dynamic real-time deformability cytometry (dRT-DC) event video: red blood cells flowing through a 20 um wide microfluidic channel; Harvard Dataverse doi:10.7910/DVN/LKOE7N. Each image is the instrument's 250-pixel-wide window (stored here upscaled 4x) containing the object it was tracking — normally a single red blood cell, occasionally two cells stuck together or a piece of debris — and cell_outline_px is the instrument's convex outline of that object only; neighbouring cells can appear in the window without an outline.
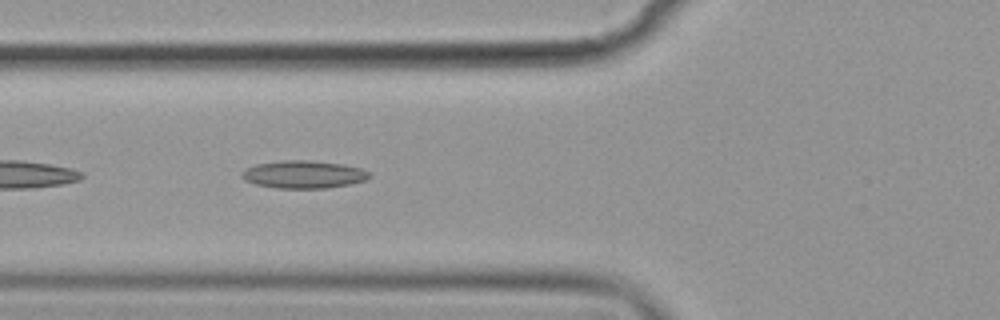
{"species": "common noctule bat (a hibernating species)", "species_latin": "Nyctalus noctula", "temperature_condition": "cold", "stored_images_in_passage": 40, "camera_frame_rate_fps": 3000, "um_per_image_px": 0.085, "animal": {"sex": "female", "body_mass_g": 19.9}, "frame": {"image": 1, "passage_image": 5, "time_ms": 1.333, "image_size_px": [1000, 320], "cell_outline_px": [[372, 176], [364, 180], [348, 184], [324, 188], [276, 188], [256, 184], [244, 180], [240, 176], [248, 168], [256, 164], [280, 160], [308, 160], [344, 164], [360, 168], [368, 172]], "centroid_in_image_um": [25.8, 14.82], "position_along_channel_um": 100.0, "area_um2": 20.4}}
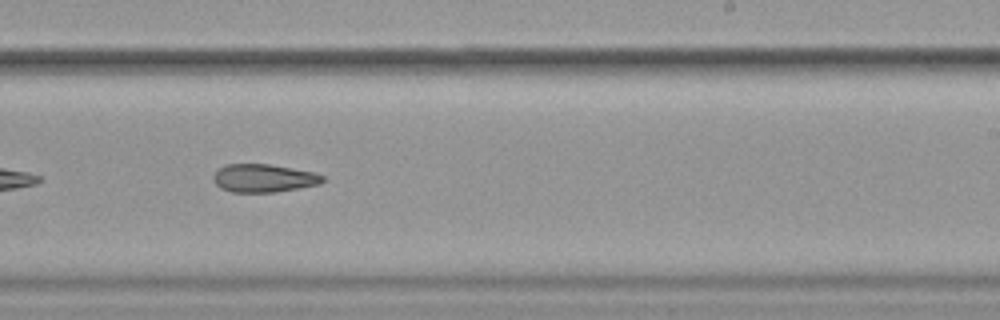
{"frame": {"image": 2, "passage_image": 19, "time_ms": 6.0, "image_size_px": [1000, 320], "cell_outline_px": [[324, 180], [320, 184], [276, 192], [232, 192], [220, 188], [212, 180], [212, 176], [216, 168], [224, 164], [268, 164], [316, 172], [324, 176]], "centroid_in_image_um": [22.37, 15.13], "position_along_channel_um": 266.6, "area_um2": 18.15}}
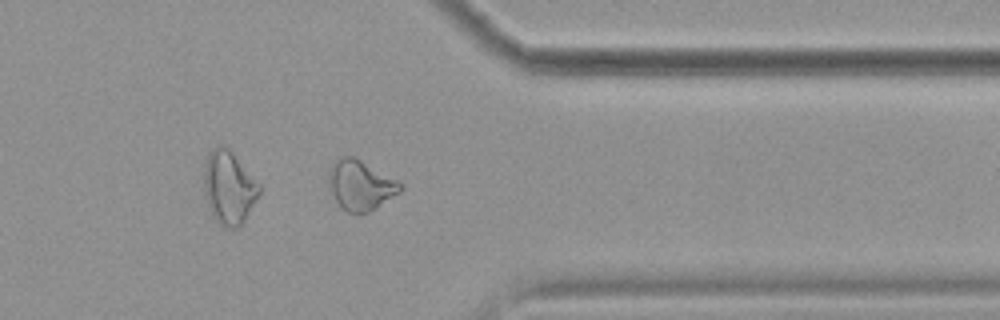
{"frame": {"image": 3, "passage_image": 29, "time_ms": 9.333, "image_size_px": [1000, 320], "cell_outline_px": [[404, 188], [400, 192], [376, 208], [368, 212], [356, 216], [340, 208], [328, 184], [328, 172], [332, 164], [340, 156], [352, 156], [400, 180], [404, 184]], "centroid_in_image_um": [30.67, 15.76], "position_along_channel_um": 380.7, "area_um2": 21.21}}